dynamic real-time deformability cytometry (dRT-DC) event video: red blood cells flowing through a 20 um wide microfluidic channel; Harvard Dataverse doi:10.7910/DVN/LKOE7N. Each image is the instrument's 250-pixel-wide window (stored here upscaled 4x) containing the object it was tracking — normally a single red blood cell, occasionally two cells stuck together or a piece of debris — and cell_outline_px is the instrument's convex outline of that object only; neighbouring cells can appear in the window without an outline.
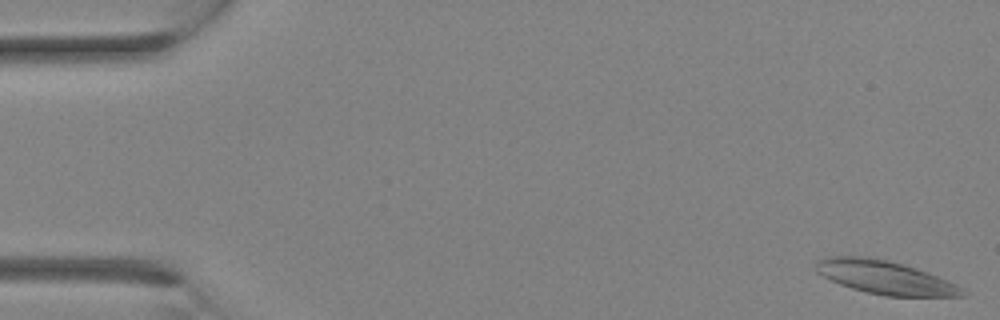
{"species": "Egyptian fruit bat (a non-hibernating species)", "species_latin": "Rousettus aegyptiacus", "temperature_condition": "room temperature", "stored_images_in_passage": 11, "camera_frame_rate_fps": 3000, "um_per_image_px": 0.085, "animal": {"sex": "female"}, "frame": {"image": 1, "passage_image": 1, "time_ms": 0.0, "image_size_px": [1000, 320], "cell_outline_px": [[968, 292], [964, 296], [884, 296], [852, 288], [840, 284], [816, 272], [812, 268], [820, 260], [828, 256], [868, 256], [888, 260], [904, 264], [928, 272], [948, 280], [964, 288]], "centroid_in_image_um": [75.26, 23.57], "position_along_channel_um": 9.7, "area_um2": 28.61}}
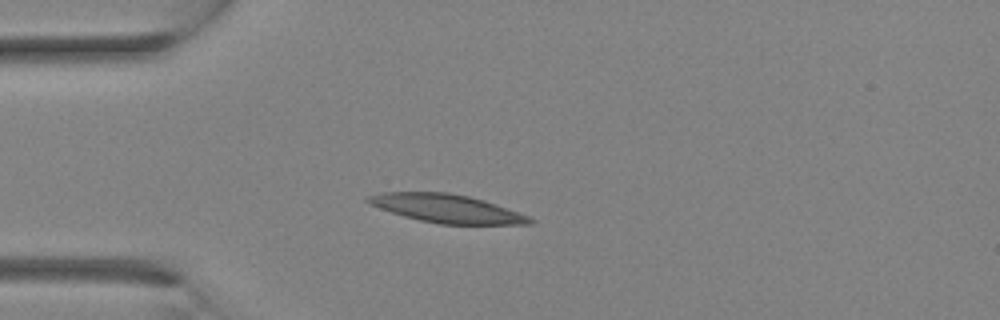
{"frame": {"image": 2, "passage_image": 8, "time_ms": 2.333, "image_size_px": [1000, 320], "cell_outline_px": [[536, 220], [532, 224], [440, 224], [420, 220], [404, 216], [380, 208], [364, 200], [368, 196], [380, 192], [448, 192], [468, 196], [484, 200], [528, 216]], "centroid_in_image_um": [37.97, 17.72], "position_along_channel_um": 47.0, "area_um2": 26.41}}
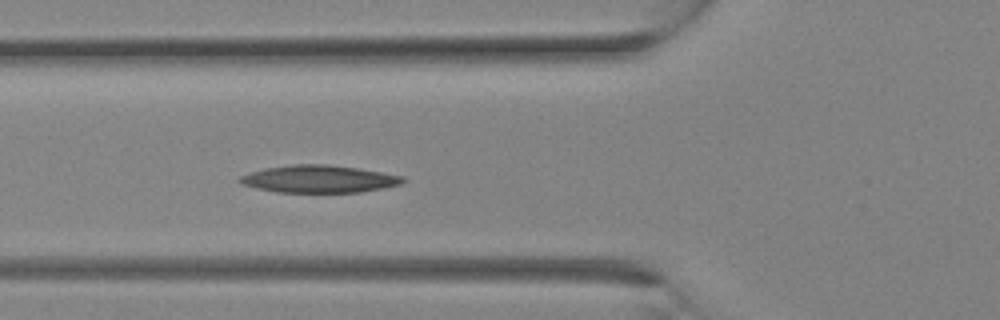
{"frame": {"image": 3, "passage_image": 11, "time_ms": 3.333, "image_size_px": [1000, 320], "cell_outline_px": [[408, 180], [400, 184], [360, 192], [276, 192], [240, 184], [236, 180], [240, 176], [264, 168], [292, 164], [328, 164], [360, 168], [404, 176]], "centroid_in_image_um": [27.11, 15.2], "position_along_channel_um": 98.7, "area_um2": 26.13}}